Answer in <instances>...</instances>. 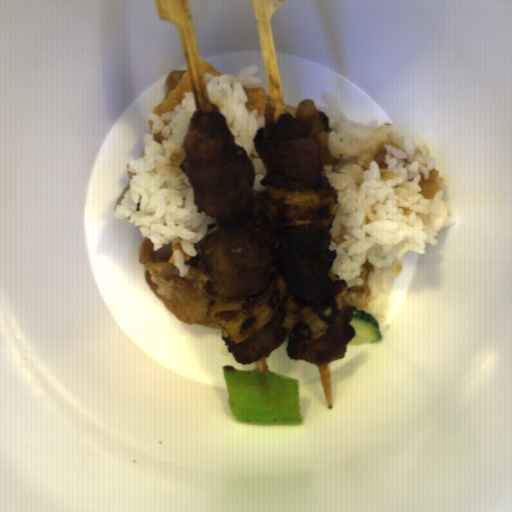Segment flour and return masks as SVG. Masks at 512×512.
Returning <instances> with one entry per match:
<instances>
[{"instance_id": "a7fe0414", "label": "flour", "mask_w": 512, "mask_h": 512, "mask_svg": "<svg viewBox=\"0 0 512 512\" xmlns=\"http://www.w3.org/2000/svg\"><path fill=\"white\" fill-rule=\"evenodd\" d=\"M298 106L270 98L268 107L264 113V127L276 121L284 112H290L295 117Z\"/></svg>"}, {"instance_id": "66d56a37", "label": "flour", "mask_w": 512, "mask_h": 512, "mask_svg": "<svg viewBox=\"0 0 512 512\" xmlns=\"http://www.w3.org/2000/svg\"><path fill=\"white\" fill-rule=\"evenodd\" d=\"M332 131H333L332 127L329 126V128L327 130L321 132L318 137L319 143H320V155H321L323 167L327 166V165H337V164L341 163V160H337L336 158H334L329 151L328 137Z\"/></svg>"}, {"instance_id": "cc3e68f7", "label": "flour", "mask_w": 512, "mask_h": 512, "mask_svg": "<svg viewBox=\"0 0 512 512\" xmlns=\"http://www.w3.org/2000/svg\"><path fill=\"white\" fill-rule=\"evenodd\" d=\"M186 70H170L166 79H165V84H166V91H167V95L169 94V92L173 89L176 88L178 82L180 81L181 77L183 76V74L185 73Z\"/></svg>"}, {"instance_id": "c2a2500e", "label": "flour", "mask_w": 512, "mask_h": 512, "mask_svg": "<svg viewBox=\"0 0 512 512\" xmlns=\"http://www.w3.org/2000/svg\"><path fill=\"white\" fill-rule=\"evenodd\" d=\"M199 242L195 244L196 255L186 261L190 271L185 277H180L178 267L169 263L172 243L153 250L154 243L146 237L139 246L138 262L145 268L144 279L148 287L166 309L185 323L219 331L221 327L207 314L208 304L219 298L210 295L205 288L211 277L199 268Z\"/></svg>"}]
</instances>
